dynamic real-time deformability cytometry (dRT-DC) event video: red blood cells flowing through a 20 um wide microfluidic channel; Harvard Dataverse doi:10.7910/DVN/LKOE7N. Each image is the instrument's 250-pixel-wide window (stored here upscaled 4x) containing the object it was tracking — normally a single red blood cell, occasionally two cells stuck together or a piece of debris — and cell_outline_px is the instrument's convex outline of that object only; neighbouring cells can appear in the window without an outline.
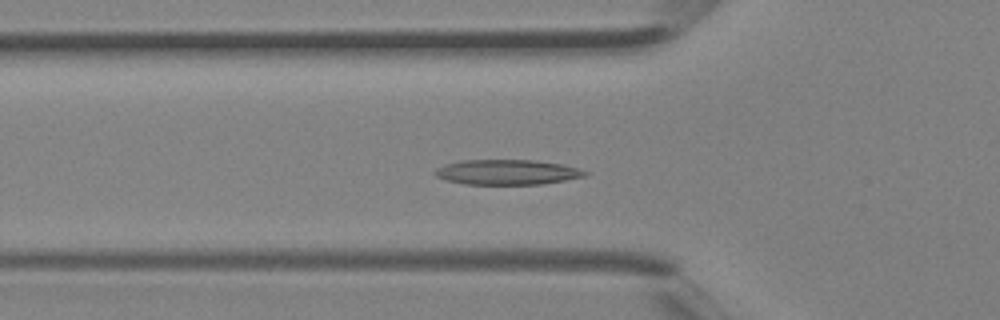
{"species": "Egyptian fruit bat (a non-hibernating species)", "species_latin": "Rousettus aegyptiacus", "temperature_condition": "room temperature", "stored_images_in_passage": 40, "camera_frame_rate_fps": 3000, "um_per_image_px": 0.085, "animal": {"sex": "female"}, "frame": {"image": 1, "passage_image": 14, "time_ms": 4.333, "image_size_px": [1000, 320], "cell_outline_px": [[588, 176], [540, 184], [464, 184], [448, 180], [436, 176], [432, 172], [436, 168], [444, 164], [464, 160], [536, 160], [564, 164], [588, 172]], "centroid_in_image_um": [43.1, 14.62], "position_along_channel_um": 82.7, "area_um2": 21.91}}
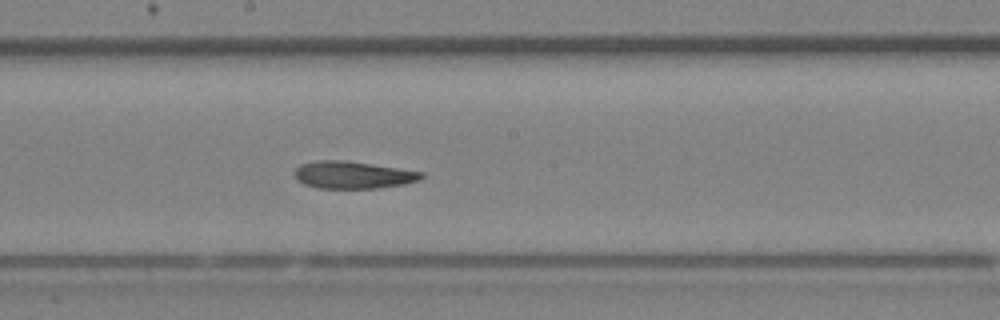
{"frame": {"image": 2, "passage_image": 22, "time_ms": 7.0, "image_size_px": [1000, 320], "cell_outline_px": [[424, 176], [420, 180], [404, 184], [380, 188], [316, 188], [304, 184], [296, 176], [296, 168], [300, 164], [316, 160], [344, 160], [372, 164], [424, 172]], "centroid_in_image_um": [30.03, 14.87], "position_along_channel_um": 218.2, "area_um2": 20.11}}
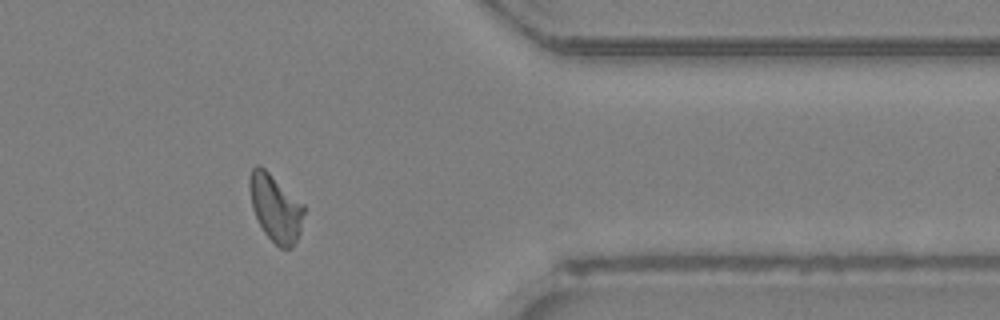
{"frame": {"image": 3, "passage_image": 33, "time_ms": 10.667, "image_size_px": [1000, 320], "cell_outline_px": [[304, 212], [300, 232], [292, 248], [280, 248], [264, 232], [252, 208], [248, 184], [248, 180], [252, 168], [256, 164], [260, 164], [304, 204]], "centroid_in_image_um": [23.4, 17.65], "position_along_channel_um": 388.0, "area_um2": 21.21}}